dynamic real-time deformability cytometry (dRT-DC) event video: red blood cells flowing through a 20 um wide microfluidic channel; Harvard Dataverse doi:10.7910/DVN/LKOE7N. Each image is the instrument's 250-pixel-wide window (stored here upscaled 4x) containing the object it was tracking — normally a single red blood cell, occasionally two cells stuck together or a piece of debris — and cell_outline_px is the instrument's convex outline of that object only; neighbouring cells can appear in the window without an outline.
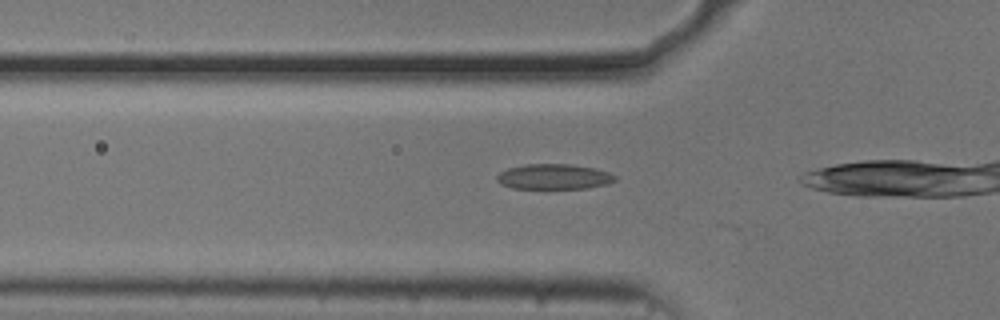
{"species": "common noctule bat (a hibernating species)", "species_latin": "Nyctalus noctula", "temperature_condition": "cold", "stored_images_in_passage": 13, "camera_frame_rate_fps": 3000, "um_per_image_px": 0.085, "animal": {"sex": "male", "body_mass_g": 20.5, "forearm_length_mm": 52.5}, "frame": {"image": 1, "passage_image": 4, "time_ms": 1.0, "image_size_px": [1000, 320], "cell_outline_px": [[616, 180], [604, 184], [588, 188], [512, 188], [500, 184], [496, 180], [496, 176], [500, 172], [508, 168], [524, 164], [572, 164], [596, 168], [608, 172], [616, 176]], "centroid_in_image_um": [47.05, 15.01], "position_along_channel_um": 78.7, "area_um2": 17.4}}
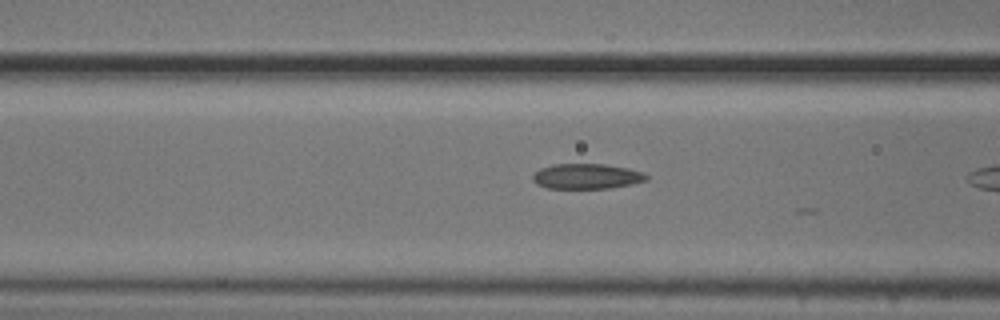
{"frame": {"image": 2, "passage_image": 7, "time_ms": 2.0, "image_size_px": [1000, 320], "cell_outline_px": [[648, 180], [632, 184], [612, 188], [548, 188], [536, 184], [532, 180], [532, 176], [540, 168], [552, 164], [604, 164], [628, 168], [640, 172], [648, 176]], "centroid_in_image_um": [49.85, 14.99], "position_along_channel_um": 116.7, "area_um2": 16.7}}
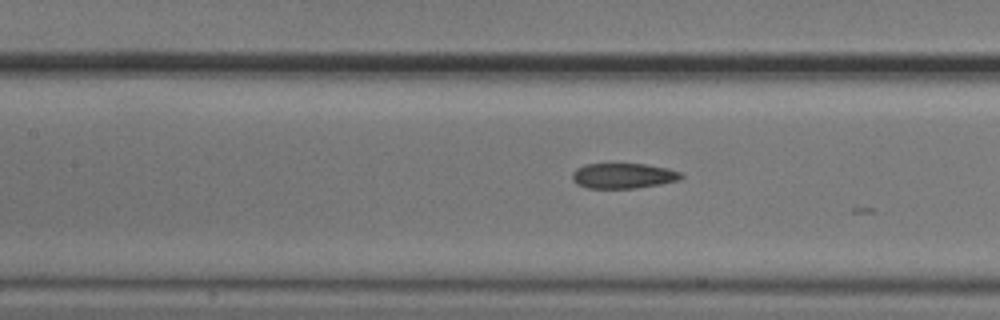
{"frame": {"image": 3, "passage_image": 10, "time_ms": 3.0, "image_size_px": [1000, 320], "cell_outline_px": [[684, 176], [680, 180], [660, 184], [636, 188], [588, 188], [576, 184], [572, 180], [572, 172], [576, 168], [584, 164], [644, 164], [668, 168], [680, 172]], "centroid_in_image_um": [52.96, 14.94], "position_along_channel_um": 154.4, "area_um2": 16.13}}